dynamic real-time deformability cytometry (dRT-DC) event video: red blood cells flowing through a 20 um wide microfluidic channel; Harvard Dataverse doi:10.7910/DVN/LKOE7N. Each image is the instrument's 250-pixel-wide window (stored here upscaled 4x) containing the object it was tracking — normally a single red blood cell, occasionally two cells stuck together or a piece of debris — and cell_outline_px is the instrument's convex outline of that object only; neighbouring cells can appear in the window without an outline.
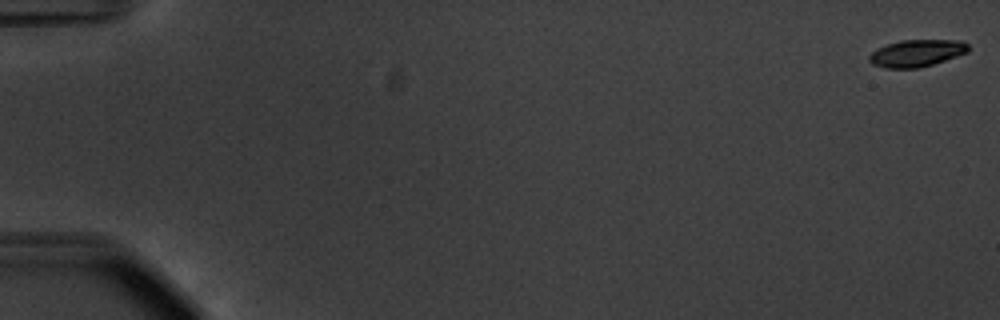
{"species": "common noctule bat (a hibernating species)", "species_latin": "Nyctalus noctula", "temperature_condition": "warm", "stored_images_in_passage": 56, "camera_frame_rate_fps": 3000, "um_per_image_px": 0.085, "animal": {"sex": "male", "body_mass_g": 20.1, "forearm_length_mm": 53.5}, "frame": {"image": 1, "passage_image": 1, "time_ms": 0.0, "image_size_px": [1000, 320], "cell_outline_px": [[968, 52], [920, 68], [884, 68], [872, 64], [868, 60], [868, 56], [872, 52], [888, 44], [900, 40], [964, 40], [968, 44]], "centroid_in_image_um": [77.91, 4.52], "position_along_channel_um": 7.1, "area_um2": 15.55}}
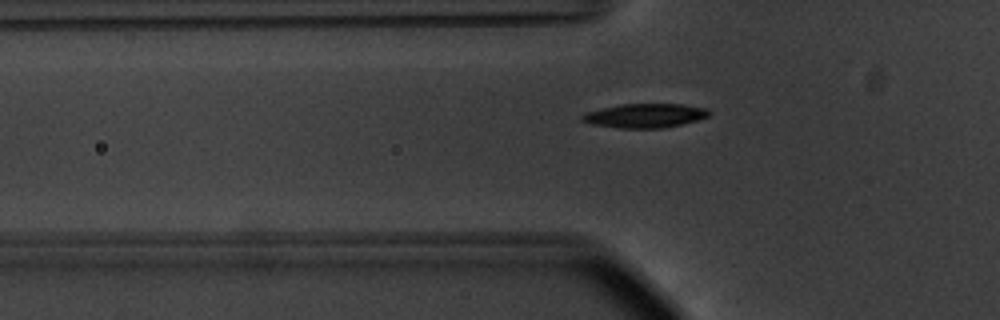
{"frame": {"image": 2, "passage_image": 20, "time_ms": 6.333, "image_size_px": [1000, 320], "cell_outline_px": [[712, 112], [708, 116], [696, 120], [680, 124], [660, 128], [620, 128], [596, 124], [580, 120], [580, 116], [588, 112], [600, 108], [620, 104], [680, 104], [708, 108]], "centroid_in_image_um": [54.84, 9.81], "position_along_channel_um": 71.0, "area_um2": 17.63}}
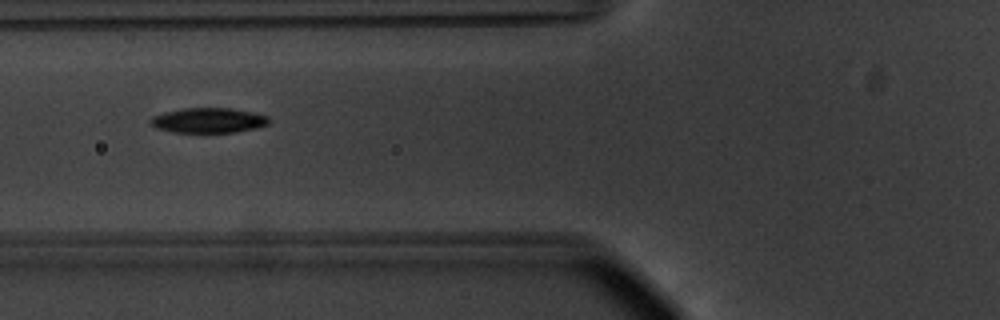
{"frame": {"image": 3, "passage_image": 23, "time_ms": 7.333, "image_size_px": [1000, 320], "cell_outline_px": [[272, 120], [268, 124], [256, 128], [236, 132], [172, 132], [156, 128], [148, 124], [148, 120], [152, 116], [164, 112], [184, 108], [232, 108], [252, 112], [268, 116]], "centroid_in_image_um": [17.7, 10.23], "position_along_channel_um": 108.1, "area_um2": 17.46}, "authors_computed_cell_mechanics": {"area_um2": 17.1666, "velocity_mm_per_s": 3.7237, "shape_relaxation_time_tau1_ms": 2.6175, "shape_relaxation_time_tau2_ms": 8.0629, "deformation_change_tau1": 0.1492, "deformation_change_tau2": 0.0711}}